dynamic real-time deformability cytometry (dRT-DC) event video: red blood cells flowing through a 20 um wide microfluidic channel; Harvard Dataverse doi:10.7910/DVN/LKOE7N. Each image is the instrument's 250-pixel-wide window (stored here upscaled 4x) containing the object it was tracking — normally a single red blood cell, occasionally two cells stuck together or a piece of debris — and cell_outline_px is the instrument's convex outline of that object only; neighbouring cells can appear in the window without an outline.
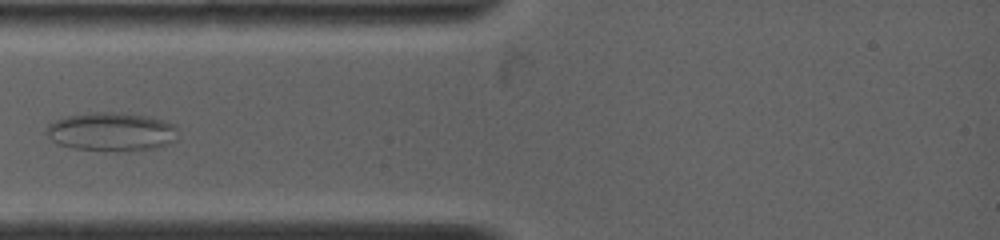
{"species": "common noctule bat (a hibernating species)", "species_latin": "Nyctalus noctula", "temperature_condition": "warm", "stored_images_in_passage": 39, "camera_frame_rate_fps": 4500, "um_per_image_px": 0.085, "animal": {"sex": "female", "body_mass_g": 19.0, "forearm_length_mm": 53.3}, "frame": {"image": 1, "passage_image": 9, "time_ms": 2.889, "image_size_px": [1000, 240], "cell_outline_px": [[176, 140], [168, 144], [156, 148], [72, 148], [56, 144], [48, 136], [48, 124], [56, 120], [68, 116], [96, 112], [112, 112], [140, 116], [160, 120], [176, 124]], "centroid_in_image_um": [9.45, 11.17], "position_along_channel_um": 75.5, "area_um2": 28.15}}
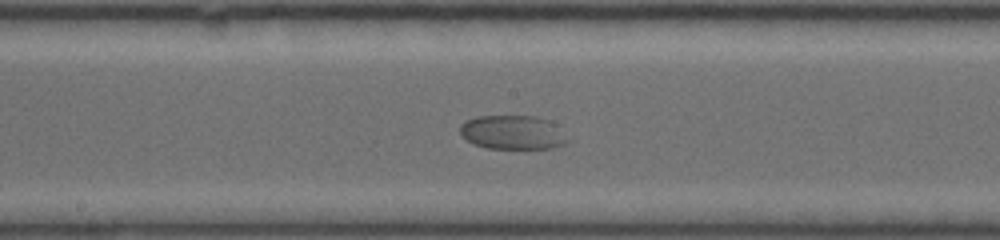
{"frame": {"image": 2, "passage_image": 16, "time_ms": 6.444, "image_size_px": [1000, 240], "cell_outline_px": [[572, 140], [564, 144], [552, 148], [488, 148], [472, 144], [460, 132], [460, 128], [468, 120], [480, 116], [528, 116], [540, 120]], "centroid_in_image_um": [43.5, 11.29], "position_along_channel_um": 204.7, "area_um2": 20.23}}
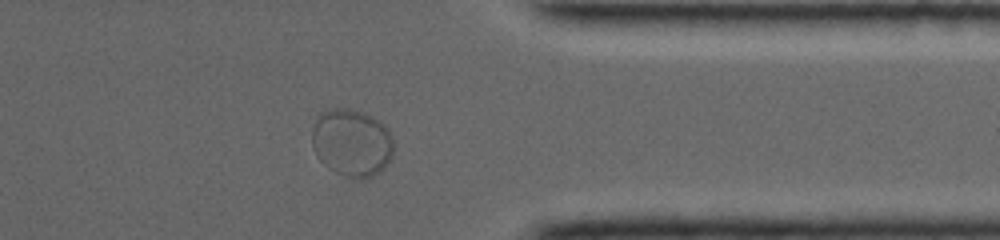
{"frame": {"image": 3, "passage_image": 31, "time_ms": 11.556, "image_size_px": [1000, 240], "cell_outline_px": [[392, 156], [384, 168], [380, 172], [372, 176], [360, 180], [352, 180], [328, 168], [316, 156], [312, 144], [312, 128], [316, 120], [324, 112], [336, 108], [348, 108], [364, 112], [376, 120], [392, 136]], "centroid_in_image_um": [29.88, 12.17], "position_along_channel_um": 381.5, "area_um2": 31.96}}